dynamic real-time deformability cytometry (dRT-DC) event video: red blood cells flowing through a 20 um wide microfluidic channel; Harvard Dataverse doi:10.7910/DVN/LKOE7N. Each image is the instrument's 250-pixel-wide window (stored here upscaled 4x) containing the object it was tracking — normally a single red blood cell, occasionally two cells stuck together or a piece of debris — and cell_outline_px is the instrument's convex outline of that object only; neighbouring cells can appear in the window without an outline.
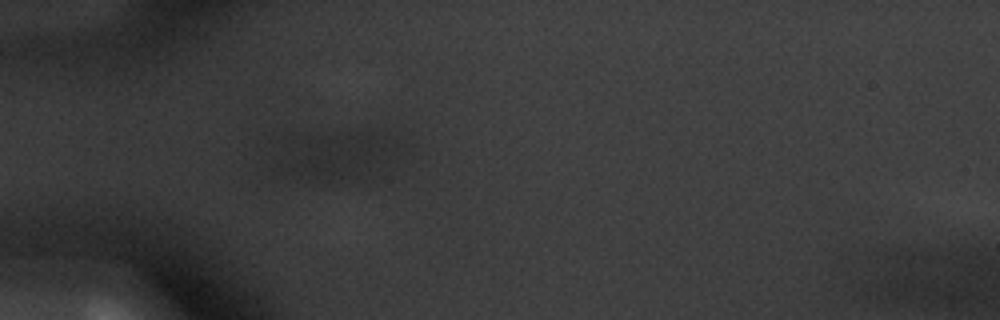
{"species": "common noctule bat (a hibernating species)", "species_latin": "Nyctalus noctula", "temperature_condition": "warm", "stored_images_in_passage": 16, "camera_frame_rate_fps": 3000, "um_per_image_px": 0.085, "animal": {"sex": "male", "body_mass_g": 20.1, "forearm_length_mm": 53.5}, "frame": {"image": 1, "passage_image": 16, "time_ms": 5.0, "image_size_px": [1000, 320], "cell_outline_px": [[400, 144], [396, 148], [340, 172], [316, 172], [300, 164], [300, 160], [308, 140], [312, 136], [360, 132]], "centroid_in_image_um": [29.13, 12.84], "position_along_channel_um": 55.9, "area_um2": 19.19}}